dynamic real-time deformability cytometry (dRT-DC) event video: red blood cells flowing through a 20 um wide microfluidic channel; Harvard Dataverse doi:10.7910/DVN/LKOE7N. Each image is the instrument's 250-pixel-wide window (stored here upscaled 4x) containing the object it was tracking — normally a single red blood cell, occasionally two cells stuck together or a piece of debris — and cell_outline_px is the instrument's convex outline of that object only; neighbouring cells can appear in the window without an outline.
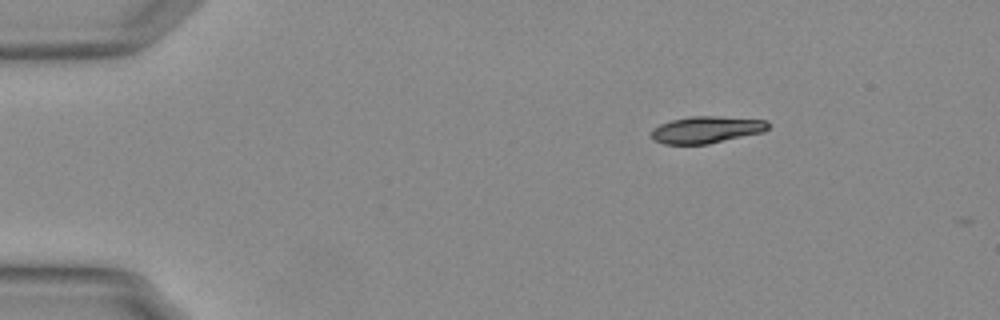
{"species": "Egyptian fruit bat (a non-hibernating species)", "species_latin": "Rousettus aegyptiacus", "temperature_condition": "warm", "stored_images_in_passage": 5, "camera_frame_rate_fps": 3000, "um_per_image_px": 0.085, "animal": {"sex": "female"}, "frame": {"image": 1, "passage_image": 1, "time_ms": 0.0, "image_size_px": [1000, 320], "cell_outline_px": [[768, 128], [764, 132], [708, 144], [664, 144], [652, 140], [652, 128], [660, 124], [672, 120], [692, 116], [716, 116], [768, 120]], "centroid_in_image_um": [60.04, 11.03], "position_along_channel_um": 25.0, "area_um2": 18.32}}